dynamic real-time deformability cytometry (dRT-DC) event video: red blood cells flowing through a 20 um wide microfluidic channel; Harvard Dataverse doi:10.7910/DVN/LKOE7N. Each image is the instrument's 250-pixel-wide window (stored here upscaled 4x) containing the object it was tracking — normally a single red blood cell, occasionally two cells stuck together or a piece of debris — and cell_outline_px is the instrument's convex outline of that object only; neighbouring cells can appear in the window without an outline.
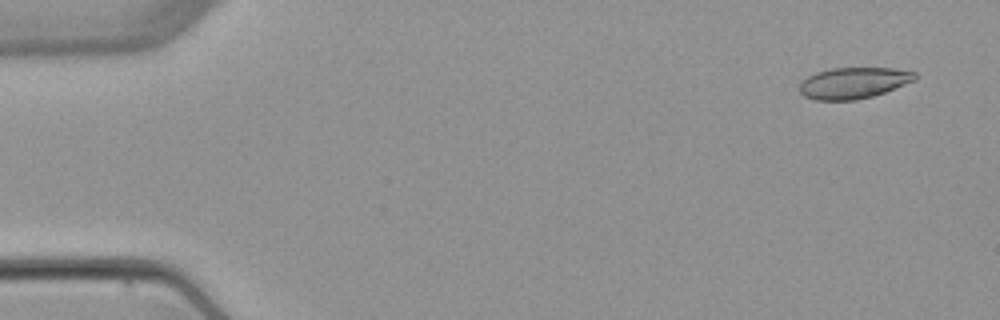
{"species": "common noctule bat (a hibernating species)", "species_latin": "Nyctalus noctula", "temperature_condition": "warm", "stored_images_in_passage": 5, "camera_frame_rate_fps": 3000, "um_per_image_px": 0.085, "animal": {"sex": "female", "body_mass_g": 22.7, "forearm_length_mm": 54.2}, "frame": {"image": 1, "passage_image": 1, "time_ms": 0.0, "image_size_px": [1000, 320], "cell_outline_px": [[916, 80], [884, 92], [872, 96], [856, 100], [816, 100], [804, 96], [800, 92], [800, 84], [808, 76], [816, 72], [832, 68], [896, 68], [916, 72]], "centroid_in_image_um": [72.56, 7.04], "position_along_channel_um": 12.4, "area_um2": 20.92}}